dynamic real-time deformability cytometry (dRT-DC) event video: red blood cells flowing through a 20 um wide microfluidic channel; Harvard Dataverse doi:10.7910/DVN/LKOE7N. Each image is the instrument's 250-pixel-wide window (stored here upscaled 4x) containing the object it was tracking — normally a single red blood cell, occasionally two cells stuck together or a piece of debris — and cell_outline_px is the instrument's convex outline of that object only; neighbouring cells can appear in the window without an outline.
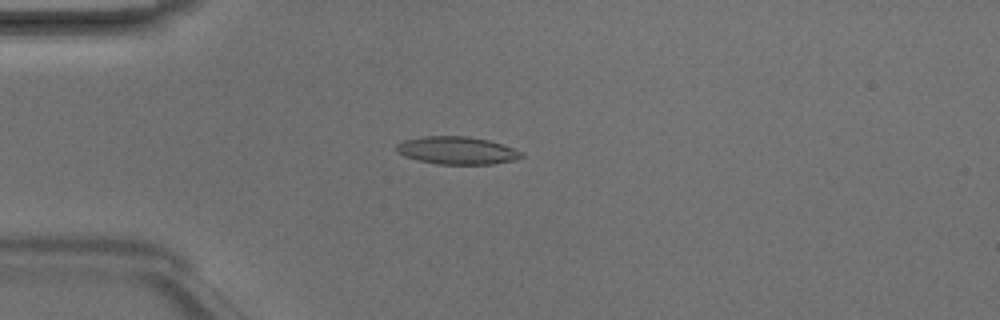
{"species": "Egyptian fruit bat (a non-hibernating species)", "species_latin": "Rousettus aegyptiacus", "temperature_condition": "room temperature", "stored_images_in_passage": 48, "camera_frame_rate_fps": 3000, "um_per_image_px": 0.085, "animal": {"sex": "male"}, "frame": {"image": 1, "passage_image": 13, "time_ms": 4.0, "image_size_px": [1000, 320], "cell_outline_px": [[524, 156], [512, 160], [492, 164], [436, 164], [404, 156], [396, 152], [396, 144], [404, 140], [424, 136], [468, 136], [488, 140], [524, 152]], "centroid_in_image_um": [38.82, 12.78], "position_along_channel_um": 46.2, "area_um2": 20.06}}
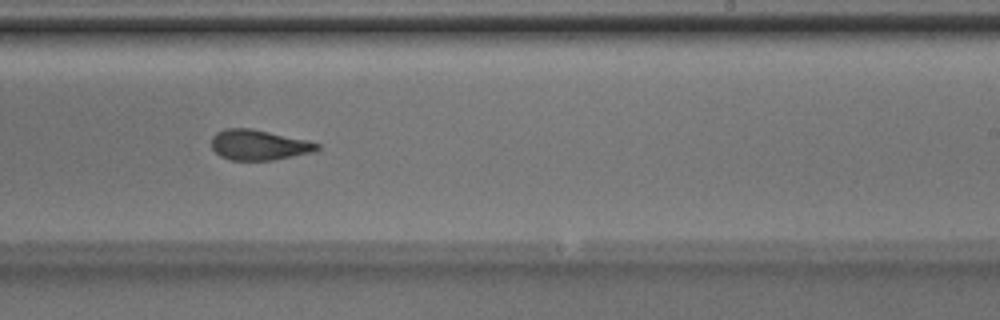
{"frame": {"image": 2, "passage_image": 30, "time_ms": 9.667, "image_size_px": [1000, 320], "cell_outline_px": [[320, 148], [316, 152], [272, 160], [232, 160], [220, 156], [212, 148], [212, 136], [216, 132], [224, 128], [248, 128], [308, 140], [320, 144]], "centroid_in_image_um": [22.02, 12.32], "position_along_channel_um": 267.0, "area_um2": 18.67}}
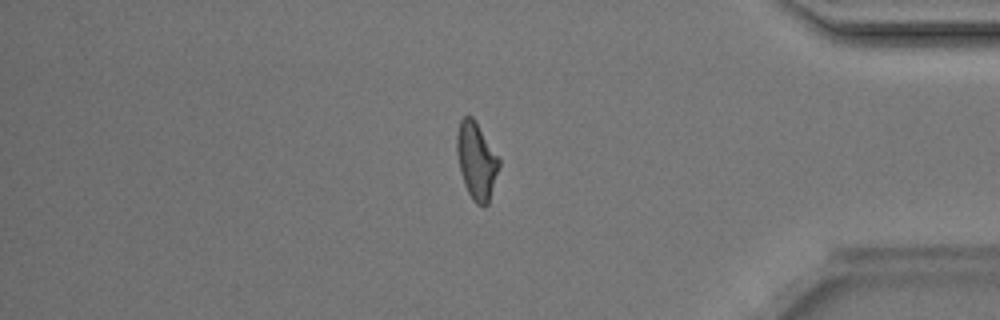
{"frame": {"image": 3, "passage_image": 41, "time_ms": 13.333, "image_size_px": [1000, 320], "cell_outline_px": [[500, 164], [488, 204], [484, 208], [476, 204], [472, 200], [464, 184], [460, 172], [456, 152], [456, 136], [460, 120], [464, 116], [472, 116], [476, 120], [500, 160]], "centroid_in_image_um": [40.48, 13.67], "position_along_channel_um": 394.7, "area_um2": 19.07}, "authors_computed_cell_mechanics": {"area_um2": 19.2474, "velocity_mm_per_s": 4.2148, "shape_relaxation_time_tau1_ms": 5.4642, "shape_relaxation_time_tau2_ms": 2.3676, "deformation_change_tau1": 0.1579, "deformation_change_tau2": 0.0981}}